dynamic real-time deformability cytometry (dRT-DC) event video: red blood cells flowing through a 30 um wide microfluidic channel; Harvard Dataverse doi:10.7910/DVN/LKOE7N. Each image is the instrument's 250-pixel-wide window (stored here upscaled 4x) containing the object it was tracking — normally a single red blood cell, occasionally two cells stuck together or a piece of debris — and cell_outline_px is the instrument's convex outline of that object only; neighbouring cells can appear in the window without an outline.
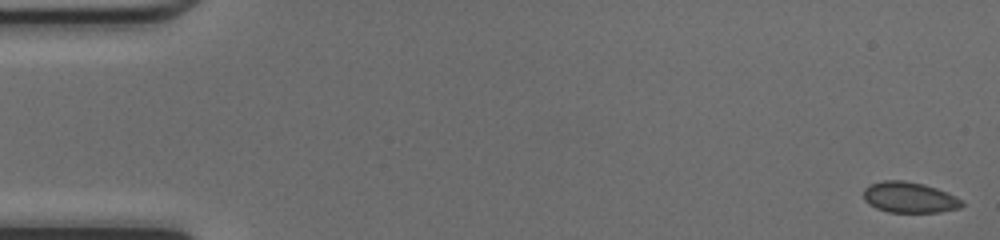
{"species": "common noctule bat (a hibernating species)", "species_latin": "Nyctalus noctula", "temperature_condition": "cold", "stored_images_in_passage": 48, "camera_frame_rate_fps": 3000, "um_per_image_px": 0.085, "animal": {"sex": "female", "body_mass_g": 17.0, "forearm_length_mm": 48.0}, "frame": {"image": 1, "passage_image": 1, "time_ms": 0.0, "image_size_px": [1000, 240], "cell_outline_px": [[964, 204], [960, 208], [940, 212], [888, 212], [876, 208], [868, 204], [864, 200], [864, 188], [868, 184], [884, 180], [904, 180], [924, 184], [936, 188], [956, 196]], "centroid_in_image_um": [77.27, 16.77], "position_along_channel_um": 7.7, "area_um2": 17.74}}
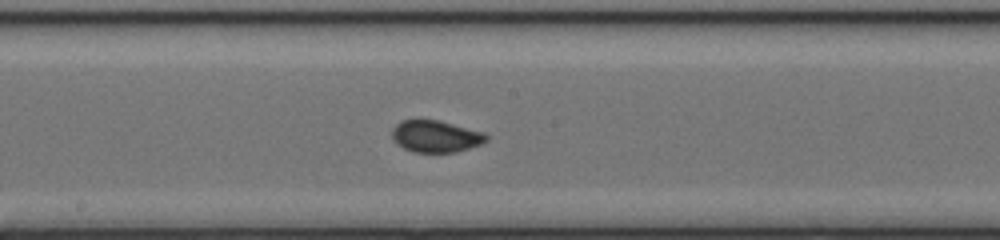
{"frame": {"image": 2, "passage_image": 26, "time_ms": 8.333, "image_size_px": [1000, 240], "cell_outline_px": [[488, 140], [480, 144], [456, 152], [412, 152], [396, 144], [392, 140], [392, 128], [400, 120], [440, 120], [484, 132], [488, 136]], "centroid_in_image_um": [37.01, 11.58], "position_along_channel_um": 211.2, "area_um2": 17.63}}
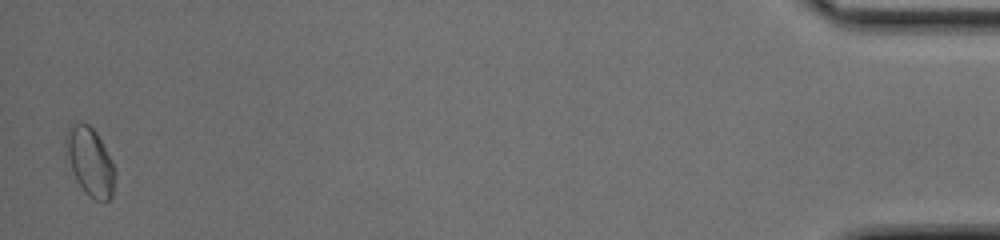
{"frame": {"image": 3, "passage_image": 48, "time_ms": 15.667, "image_size_px": [1000, 240], "cell_outline_px": [[116, 176], [112, 196], [108, 200], [96, 200], [88, 196], [84, 192], [76, 180], [68, 156], [64, 140], [68, 128], [72, 120], [88, 124], [96, 132], [112, 160], [116, 172]], "centroid_in_image_um": [7.66, 13.72], "position_along_channel_um": 427.5, "area_um2": 19.59}}